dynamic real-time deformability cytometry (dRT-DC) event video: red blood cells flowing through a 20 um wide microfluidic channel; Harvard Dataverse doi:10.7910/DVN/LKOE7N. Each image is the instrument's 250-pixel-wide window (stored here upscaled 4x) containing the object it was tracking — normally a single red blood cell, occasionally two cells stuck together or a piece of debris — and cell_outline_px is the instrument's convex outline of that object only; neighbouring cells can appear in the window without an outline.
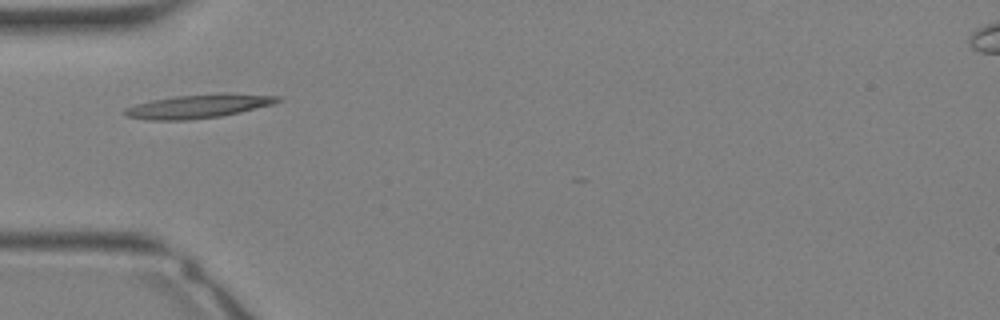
{"species": "Egyptian fruit bat (a non-hibernating species)", "species_latin": "Rousettus aegyptiacus", "temperature_condition": "warm", "stored_images_in_passage": 15, "camera_frame_rate_fps": 3000, "um_per_image_px": 0.085, "animal": {"sex": "female"}, "frame": {"image": 1, "passage_image": 1, "time_ms": 0.0, "image_size_px": [1000, 320], "cell_outline_px": [[284, 96], [280, 100], [272, 104], [240, 112], [220, 116], [188, 120], [152, 120], [128, 116], [124, 112], [124, 108], [136, 104], [152, 100], [176, 96], [224, 92]], "centroid_in_image_um": [16.92, 9.01], "position_along_channel_um": 68.1, "area_um2": 21.1}}